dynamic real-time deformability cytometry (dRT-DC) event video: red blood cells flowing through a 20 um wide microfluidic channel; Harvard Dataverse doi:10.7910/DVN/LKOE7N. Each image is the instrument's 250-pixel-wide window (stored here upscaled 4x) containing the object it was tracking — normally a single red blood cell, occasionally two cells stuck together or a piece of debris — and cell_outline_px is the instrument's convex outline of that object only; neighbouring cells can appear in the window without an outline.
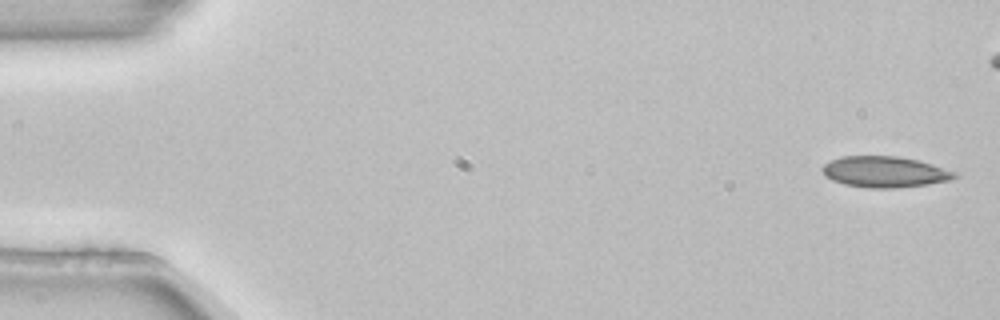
{"species": "common noctule bat (a hibernating species)", "species_latin": "Nyctalus noctula", "temperature_condition": "room temperature", "stored_images_in_passage": 5, "camera_frame_rate_fps": 3000, "um_per_image_px": 0.085, "animal": {"sex": "female", "body_mass_g": 22.7, "forearm_length_mm": 54.2}, "frame": {"image": 1, "passage_image": 1, "time_ms": 0.0, "image_size_px": [1000, 320], "cell_outline_px": [[956, 176], [948, 180], [924, 184], [896, 188], [868, 188], [844, 184], [832, 180], [824, 176], [820, 168], [824, 164], [840, 156], [896, 156], [916, 160], [932, 164], [956, 172]], "centroid_in_image_um": [75.12, 14.6], "position_along_channel_um": 9.9, "area_um2": 23.7}}
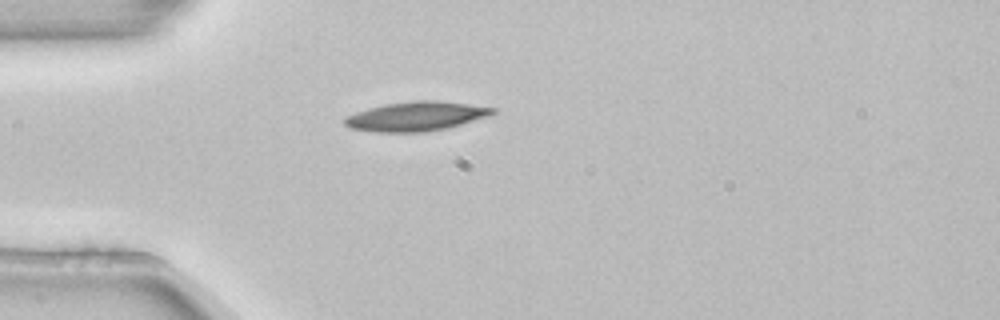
{"frame": {"image": 2, "passage_image": 5, "time_ms": 1.333, "image_size_px": [1000, 320], "cell_outline_px": [[496, 112], [488, 116], [460, 124], [444, 128], [424, 132], [376, 132], [348, 128], [344, 124], [344, 116], [368, 108], [384, 104], [416, 100], [436, 100], [468, 104], [496, 108]], "centroid_in_image_um": [35.31, 9.88], "position_along_channel_um": 49.7, "area_um2": 25.2}}